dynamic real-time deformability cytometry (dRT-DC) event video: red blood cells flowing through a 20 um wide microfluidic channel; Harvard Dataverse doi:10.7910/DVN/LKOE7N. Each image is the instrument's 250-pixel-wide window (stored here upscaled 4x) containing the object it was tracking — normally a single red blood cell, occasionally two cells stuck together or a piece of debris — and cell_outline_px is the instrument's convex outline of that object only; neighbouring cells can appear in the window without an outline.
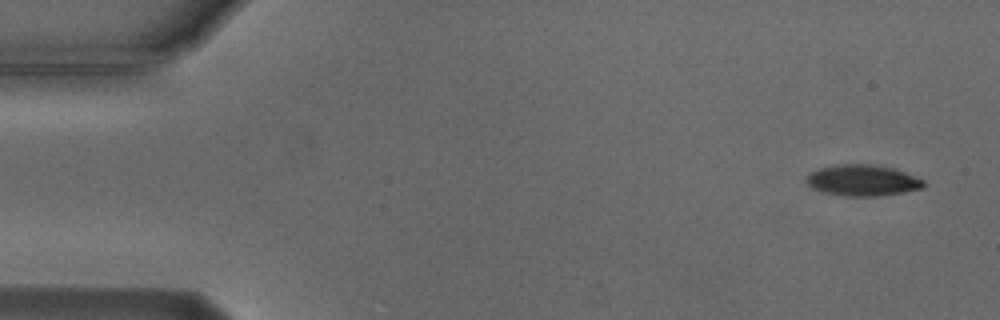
{"species": "Egyptian fruit bat (a non-hibernating species)", "species_latin": "Rousettus aegyptiacus", "temperature_condition": "cold", "stored_images_in_passage": 9, "camera_frame_rate_fps": 3000, "um_per_image_px": 0.085, "animal": {"sex": "male"}, "frame": {"image": 1, "passage_image": 1, "time_ms": 0.0, "image_size_px": [1000, 320], "cell_outline_px": [[924, 188], [904, 192], [880, 196], [844, 196], [824, 192], [812, 188], [808, 184], [808, 172], [832, 164], [872, 164], [896, 168], [924, 180]], "centroid_in_image_um": [73.34, 15.32], "position_along_channel_um": 11.7, "area_um2": 21.44}}
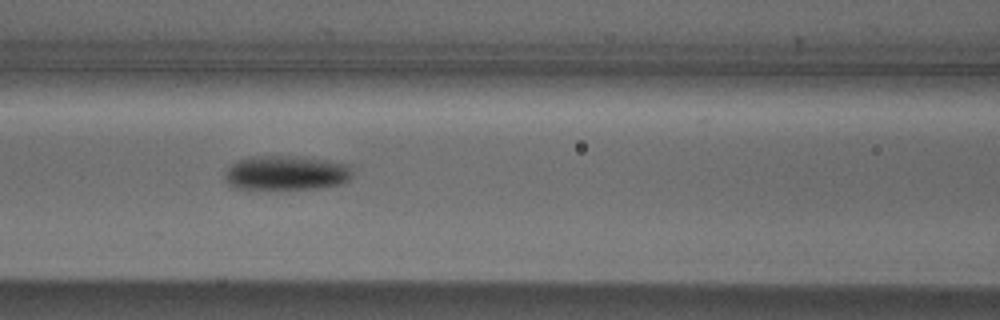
{"frame": {"image": 2, "passage_image": 7, "time_ms": 6.667, "image_size_px": [1000, 320], "cell_outline_px": [[352, 176], [348, 180], [340, 184], [316, 188], [236, 188], [228, 184], [224, 176], [224, 172], [232, 164], [240, 160], [252, 156], [300, 156], [328, 160], [352, 164]], "centroid_in_image_um": [24.37, 14.67], "position_along_channel_um": 142.2, "area_um2": 25.61}}
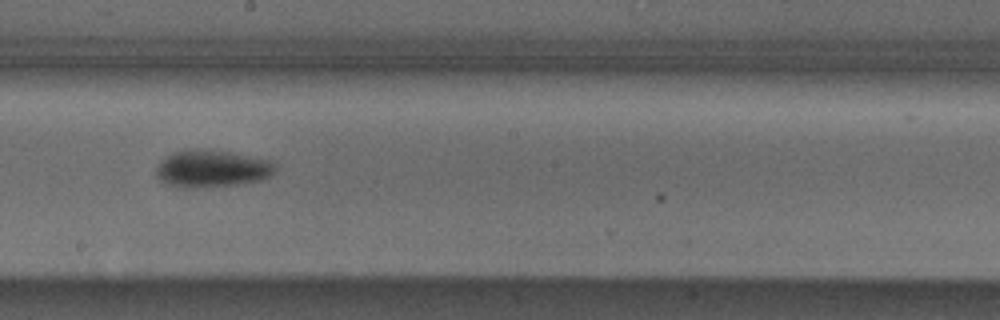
{"frame": {"image": 3, "passage_image": 9, "time_ms": 9.0, "image_size_px": [1000, 320], "cell_outline_px": [[276, 172], [260, 180], [236, 184], [208, 188], [180, 188], [168, 184], [160, 180], [156, 176], [156, 168], [160, 160], [172, 152], [196, 148], [200, 148], [232, 152], [268, 160], [276, 164]], "centroid_in_image_um": [17.97, 14.33], "position_along_channel_um": 230.2, "area_um2": 26.18}}